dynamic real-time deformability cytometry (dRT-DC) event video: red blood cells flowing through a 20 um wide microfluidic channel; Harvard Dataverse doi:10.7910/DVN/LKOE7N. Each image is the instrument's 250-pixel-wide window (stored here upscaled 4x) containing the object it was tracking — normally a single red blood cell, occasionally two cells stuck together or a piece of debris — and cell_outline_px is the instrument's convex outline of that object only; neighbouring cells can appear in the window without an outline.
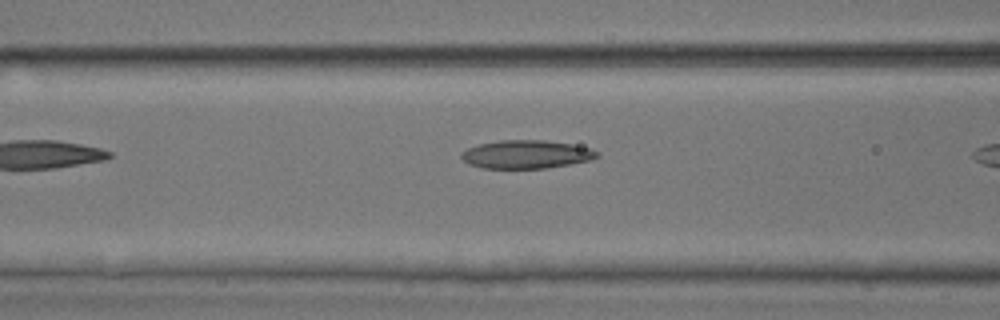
{"species": "common noctule bat (a hibernating species)", "species_latin": "Nyctalus noctula", "temperature_condition": "room temperature", "stored_images_in_passage": 6, "camera_frame_rate_fps": 3000, "um_per_image_px": 0.085, "animal": {"sex": "male", "body_mass_g": 17.9, "forearm_length_mm": 54.2}, "frame": {"image": 1, "passage_image": 5, "time_ms": 4.667, "image_size_px": [1000, 320], "cell_outline_px": [[600, 156], [592, 160], [548, 168], [480, 168], [468, 164], [460, 156], [460, 152], [468, 148], [480, 144], [500, 140], [544, 140], [572, 144], [592, 148], [600, 152]], "centroid_in_image_um": [44.77, 13.12], "position_along_channel_um": 121.8, "area_um2": 22.6}}